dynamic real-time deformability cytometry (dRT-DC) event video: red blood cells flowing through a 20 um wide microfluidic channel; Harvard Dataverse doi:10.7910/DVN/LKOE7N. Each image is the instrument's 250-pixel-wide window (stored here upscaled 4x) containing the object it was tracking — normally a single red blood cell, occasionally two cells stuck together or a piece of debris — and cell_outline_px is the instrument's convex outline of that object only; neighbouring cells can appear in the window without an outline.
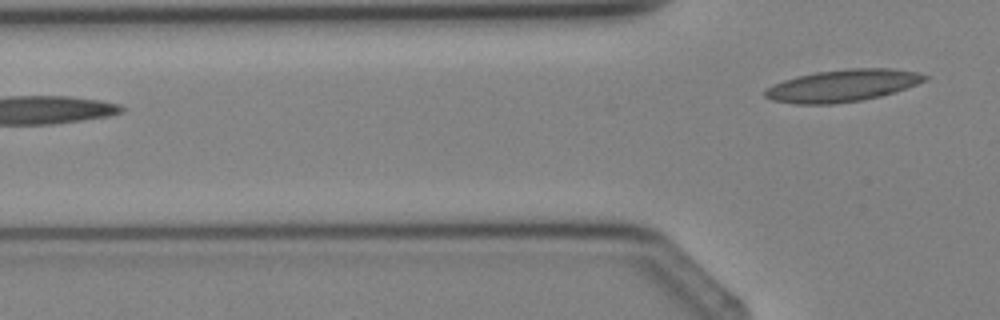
{"species": "Egyptian fruit bat (a non-hibernating species)", "species_latin": "Rousettus aegyptiacus", "temperature_condition": "cold", "stored_images_in_passage": 2, "camera_frame_rate_fps": 3000, "um_per_image_px": 0.085, "animal": {"sex": "female"}, "frame": {"image": 1, "passage_image": 2, "time_ms": 1.0, "image_size_px": [1000, 320], "cell_outline_px": [[928, 80], [908, 88], [896, 92], [880, 96], [860, 100], [832, 104], [796, 104], [772, 100], [764, 96], [764, 92], [772, 84], [796, 76], [816, 72], [848, 68], [892, 68], [916, 72], [928, 76]], "centroid_in_image_um": [71.64, 7.27], "position_along_channel_um": 54.2, "area_um2": 30.0}}